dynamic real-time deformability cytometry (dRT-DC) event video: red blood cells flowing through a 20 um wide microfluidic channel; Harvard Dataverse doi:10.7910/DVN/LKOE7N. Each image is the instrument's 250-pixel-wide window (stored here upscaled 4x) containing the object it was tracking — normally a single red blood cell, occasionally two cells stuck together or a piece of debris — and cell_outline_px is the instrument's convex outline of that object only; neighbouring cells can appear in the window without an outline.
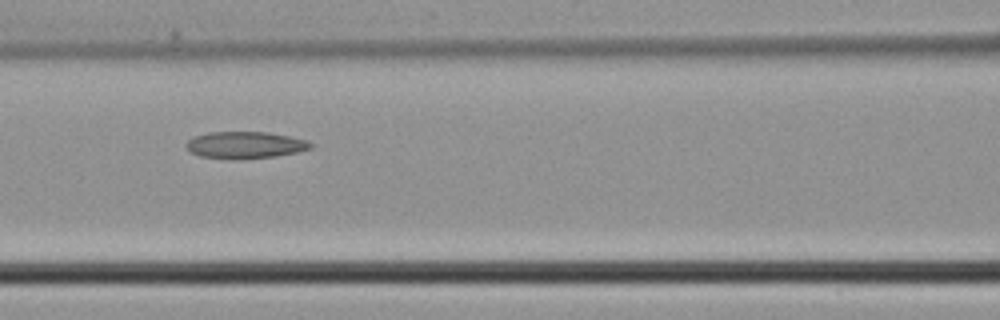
{"species": "common noctule bat (a hibernating species)", "species_latin": "Nyctalus noctula", "temperature_condition": "cold", "stored_images_in_passage": 7, "camera_frame_rate_fps": 3000, "um_per_image_px": 0.085, "animal": {"sex": "male", "body_mass_g": 21.5, "forearm_length_mm": 52.0}, "frame": {"image": 1, "passage_image": 4, "time_ms": 1.0, "image_size_px": [1000, 320], "cell_outline_px": [[312, 148], [296, 152], [276, 156], [232, 160], [200, 156], [188, 152], [184, 144], [192, 136], [208, 132], [268, 132], [308, 140], [312, 144]], "centroid_in_image_um": [20.77, 12.33], "position_along_channel_um": 145.8, "area_um2": 19.77}}
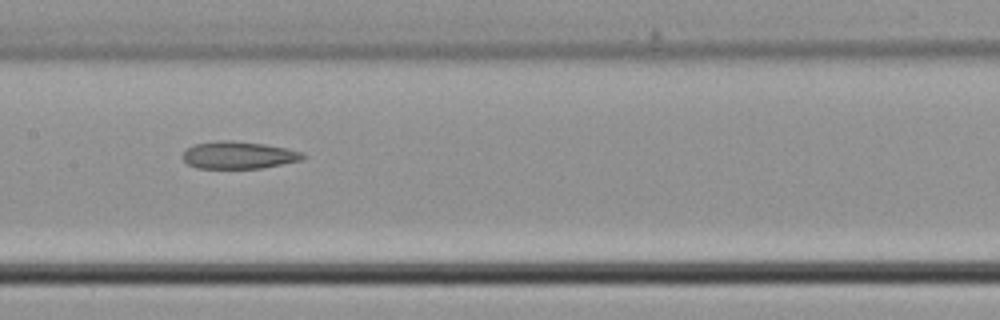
{"frame": {"image": 2, "passage_image": 6, "time_ms": 1.667, "image_size_px": [1000, 320], "cell_outline_px": [[308, 156], [300, 160], [260, 168], [196, 168], [188, 164], [180, 156], [188, 148], [196, 144], [216, 140], [232, 140], [264, 144], [288, 148], [304, 152]], "centroid_in_image_um": [20.28, 13.17], "position_along_channel_um": 187.1, "area_um2": 19.19}}
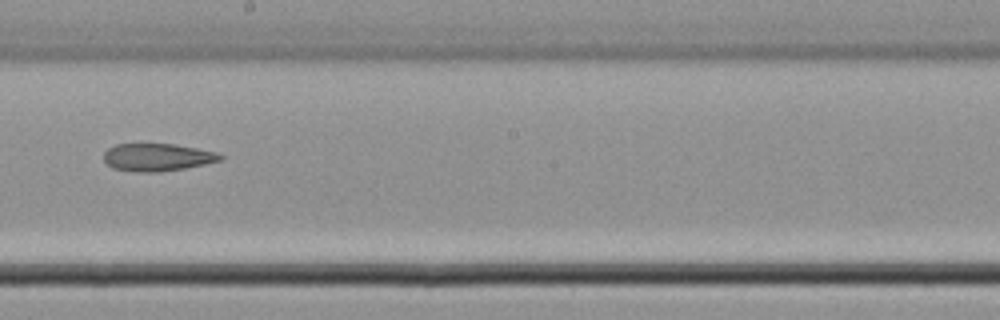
{"frame": {"image": 3, "passage_image": 7, "time_ms": 2.0, "image_size_px": [1000, 320], "cell_outline_px": [[224, 156], [220, 160], [204, 164], [184, 168], [160, 172], [140, 172], [112, 168], [104, 160], [104, 152], [108, 148], [116, 144], [172, 144], [196, 148], [216, 152]], "centroid_in_image_um": [13.35, 13.36], "position_along_channel_um": 234.9, "area_um2": 18.55}}